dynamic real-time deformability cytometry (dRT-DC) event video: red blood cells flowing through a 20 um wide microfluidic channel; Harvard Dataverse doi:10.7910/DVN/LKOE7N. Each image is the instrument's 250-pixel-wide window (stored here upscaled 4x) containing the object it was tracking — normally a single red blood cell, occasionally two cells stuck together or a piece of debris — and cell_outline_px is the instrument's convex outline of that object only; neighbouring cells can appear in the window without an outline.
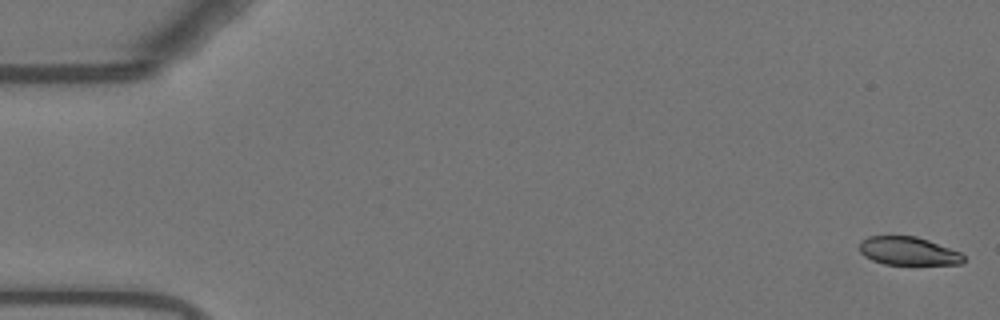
{"species": "Egyptian fruit bat (a non-hibernating species)", "species_latin": "Rousettus aegyptiacus", "temperature_condition": "warm", "stored_images_in_passage": 55, "camera_frame_rate_fps": 3000, "um_per_image_px": 0.085, "animal": {"sex": "female"}, "frame": {"image": 1, "passage_image": 1, "time_ms": 0.0, "image_size_px": [1000, 320], "cell_outline_px": [[964, 260], [960, 264], [884, 264], [872, 260], [864, 256], [860, 252], [860, 240], [868, 236], [916, 236], [928, 240], [960, 252], [964, 256]], "centroid_in_image_um": [77.17, 21.33], "position_along_channel_um": 7.8, "area_um2": 17.05}}
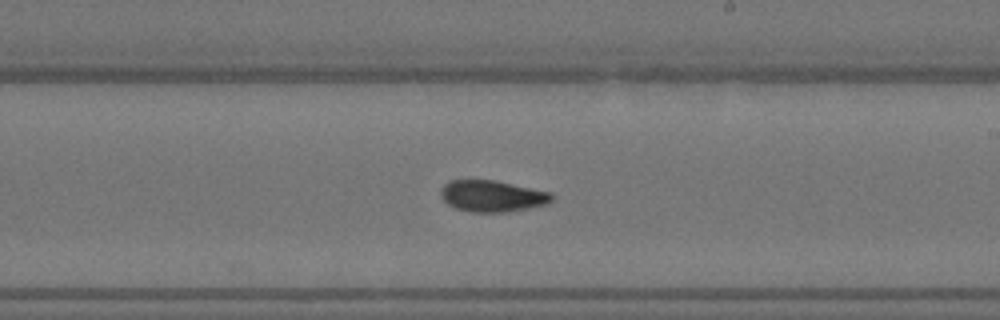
{"frame": {"image": 2, "passage_image": 32, "time_ms": 10.333, "image_size_px": [1000, 320], "cell_outline_px": [[552, 200], [548, 204], [528, 208], [504, 212], [472, 212], [456, 208], [448, 204], [440, 196], [440, 188], [448, 180], [492, 180], [552, 192]], "centroid_in_image_um": [41.81, 16.66], "position_along_channel_um": 247.2, "area_um2": 20.29}}
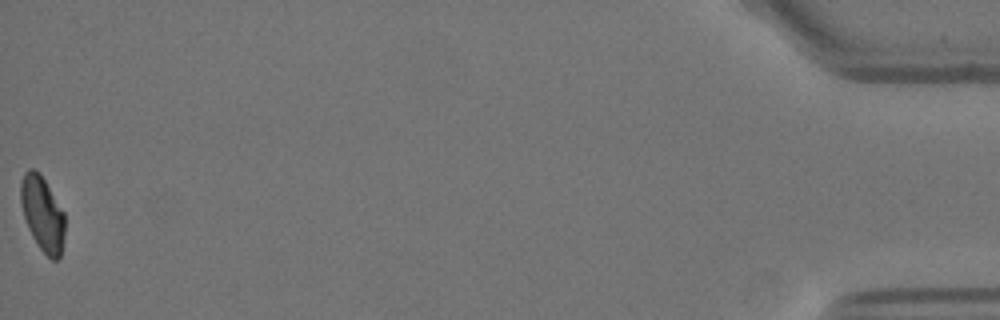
{"frame": {"image": 3, "passage_image": 55, "time_ms": 18.0, "image_size_px": [1000, 320], "cell_outline_px": [[64, 236], [60, 256], [56, 260], [52, 260], [40, 248], [32, 236], [28, 228], [20, 204], [20, 184], [24, 172], [28, 168], [32, 168], [40, 172], [64, 212]], "centroid_in_image_um": [3.59, 18.13], "position_along_channel_um": 431.6, "area_um2": 19.25}, "authors_computed_cell_mechanics": {"area_um2": 19.8832, "velocity_mm_per_s": 3.7007, "shape_relaxation_time_tau1_ms": 4.3655, "shape_relaxation_time_tau2_ms": 2.6292, "deformation_change_tau1": 0.1751, "deformation_change_tau2": 0.0841}}